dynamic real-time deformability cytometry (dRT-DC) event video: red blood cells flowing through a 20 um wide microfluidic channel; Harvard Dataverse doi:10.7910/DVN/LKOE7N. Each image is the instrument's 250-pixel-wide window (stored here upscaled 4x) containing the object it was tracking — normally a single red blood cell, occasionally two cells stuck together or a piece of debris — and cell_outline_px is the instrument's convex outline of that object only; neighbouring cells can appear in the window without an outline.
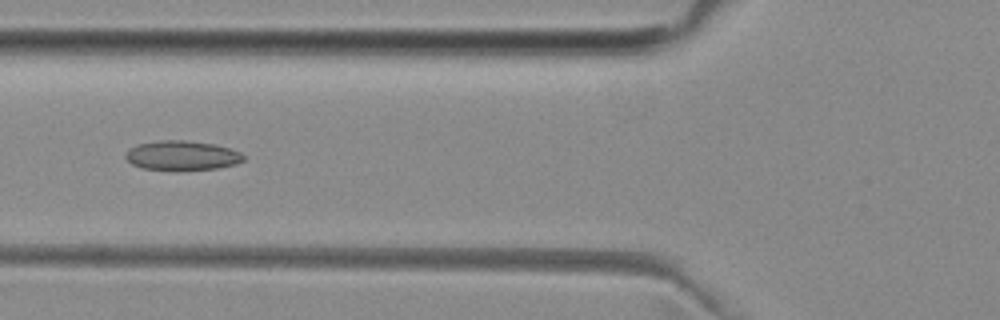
{"species": "common noctule bat (a hibernating species)", "species_latin": "Nyctalus noctula", "temperature_condition": "room temperature", "stored_images_in_passage": 17, "camera_frame_rate_fps": 3000, "um_per_image_px": 0.085, "animal": {"sex": "female", "body_mass_g": 29.2, "forearm_length_mm": 56.3}, "frame": {"image": 1, "passage_image": 9, "time_ms": 2.667, "image_size_px": [1000, 320], "cell_outline_px": [[244, 160], [236, 164], [220, 168], [140, 168], [132, 164], [124, 156], [128, 148], [136, 144], [160, 140], [184, 140], [216, 144], [240, 152], [244, 156]], "centroid_in_image_um": [15.45, 13.18], "position_along_channel_um": 110.3, "area_um2": 19.83}}
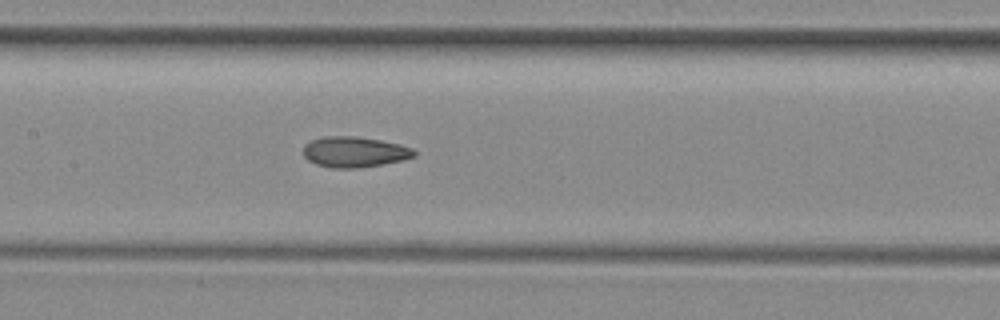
{"frame": {"image": 2, "passage_image": 14, "time_ms": 4.333, "image_size_px": [1000, 320], "cell_outline_px": [[416, 156], [404, 160], [384, 164], [360, 168], [332, 168], [316, 164], [308, 160], [304, 156], [304, 144], [312, 140], [324, 136], [356, 136], [380, 140], [400, 144], [412, 148], [416, 152]], "centroid_in_image_um": [30.15, 12.92], "position_along_channel_um": 177.3, "area_um2": 19.94}}